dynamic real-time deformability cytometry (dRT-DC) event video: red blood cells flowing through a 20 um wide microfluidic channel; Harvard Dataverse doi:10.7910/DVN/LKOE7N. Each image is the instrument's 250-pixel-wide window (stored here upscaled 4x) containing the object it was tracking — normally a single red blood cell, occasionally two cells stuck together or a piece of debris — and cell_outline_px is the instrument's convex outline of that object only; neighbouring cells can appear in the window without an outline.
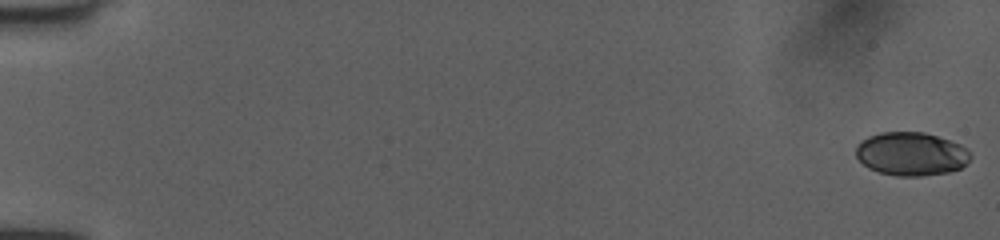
{"species": "human", "species_latin": "Homo sapiens", "temperature_condition": "room temperature", "stored_images_in_passage": 41, "camera_frame_rate_fps": 3000, "um_per_image_px": 0.085, "donor": {"sex": "female"}, "frame": {"image": 1, "passage_image": 1, "time_ms": 0.0, "image_size_px": [1000, 240], "cell_outline_px": [[972, 156], [960, 168], [948, 172], [920, 176], [896, 176], [880, 172], [868, 168], [856, 156], [856, 144], [860, 140], [868, 136], [880, 132], [924, 132], [960, 144], [968, 148]], "centroid_in_image_um": [77.43, 13.07], "position_along_channel_um": 7.6, "area_um2": 29.02}}
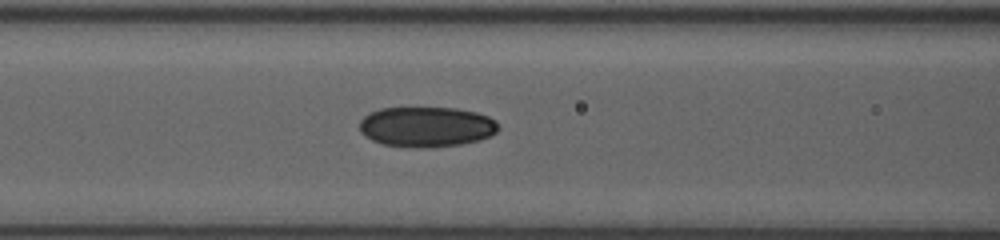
{"frame": {"image": 2, "passage_image": 24, "time_ms": 7.667, "image_size_px": [1000, 240], "cell_outline_px": [[500, 128], [496, 132], [480, 140], [460, 144], [384, 144], [372, 140], [364, 136], [360, 132], [360, 120], [364, 116], [380, 108], [456, 108], [476, 112], [488, 116], [496, 120]], "centroid_in_image_um": [36.27, 10.71], "position_along_channel_um": 130.3, "area_um2": 31.39}}
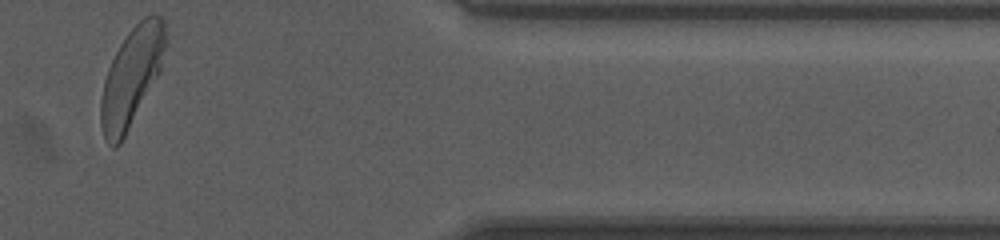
{"frame": {"image": 3, "passage_image": 41, "time_ms": 13.333, "image_size_px": [1000, 240], "cell_outline_px": [[168, 40], [160, 72], [120, 144], [116, 148], [112, 148], [108, 144], [104, 136], [100, 124], [100, 100], [104, 80], [108, 68], [120, 44], [128, 32], [144, 16], [152, 12], [160, 16], [164, 20]], "centroid_in_image_um": [11.2, 6.5], "position_along_channel_um": 400.2, "area_um2": 37.4}}